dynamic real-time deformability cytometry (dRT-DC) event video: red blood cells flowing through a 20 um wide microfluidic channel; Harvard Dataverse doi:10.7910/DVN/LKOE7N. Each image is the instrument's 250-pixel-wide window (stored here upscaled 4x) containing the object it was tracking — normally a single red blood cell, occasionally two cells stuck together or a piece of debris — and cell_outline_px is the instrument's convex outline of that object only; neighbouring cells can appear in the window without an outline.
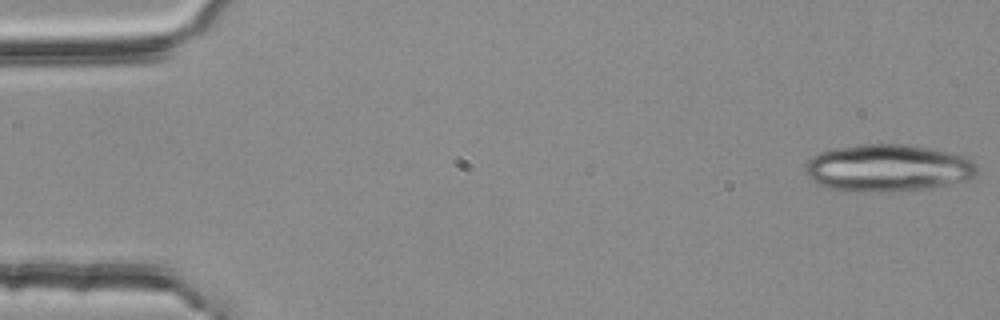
{"species": "common noctule bat (a hibernating species)", "species_latin": "Nyctalus noctula", "temperature_condition": "room temperature", "stored_images_in_passage": 20, "camera_frame_rate_fps": 3000, "um_per_image_px": 0.085, "animal": {"sex": "female", "body_mass_g": 25.1}, "frame": {"image": 1, "passage_image": 1, "time_ms": 0.0, "image_size_px": [1000, 320], "cell_outline_px": [[980, 168], [976, 176], [964, 180], [948, 184], [920, 188], [832, 188], [820, 184], [812, 180], [804, 172], [804, 168], [808, 160], [812, 156], [820, 152], [832, 148], [860, 144], [908, 144], [928, 148], [960, 156], [972, 160]], "centroid_in_image_um": [75.46, 14.2], "position_along_channel_um": 9.5, "area_um2": 45.32}}
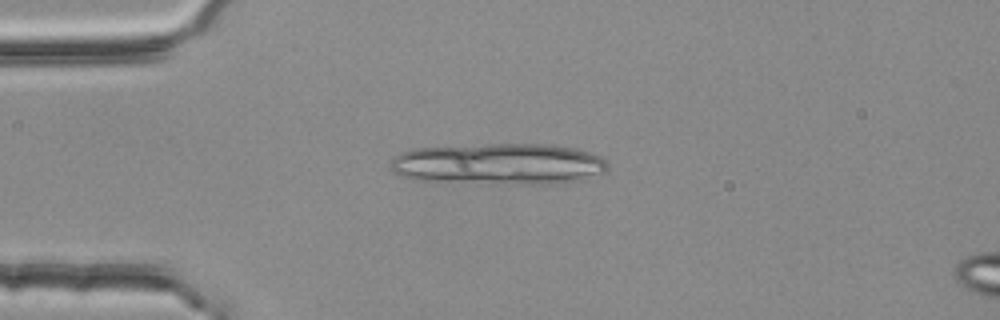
{"frame": {"image": 2, "passage_image": 13, "time_ms": 4.0, "image_size_px": [1000, 320], "cell_outline_px": [[608, 172], [588, 180], [556, 184], [508, 184], [408, 180], [392, 172], [388, 164], [392, 156], [400, 152], [416, 148], [488, 144], [548, 144], [572, 148], [588, 152], [600, 156], [608, 160]], "centroid_in_image_um": [42.41, 13.96], "position_along_channel_um": 42.6, "area_um2": 53.64}}